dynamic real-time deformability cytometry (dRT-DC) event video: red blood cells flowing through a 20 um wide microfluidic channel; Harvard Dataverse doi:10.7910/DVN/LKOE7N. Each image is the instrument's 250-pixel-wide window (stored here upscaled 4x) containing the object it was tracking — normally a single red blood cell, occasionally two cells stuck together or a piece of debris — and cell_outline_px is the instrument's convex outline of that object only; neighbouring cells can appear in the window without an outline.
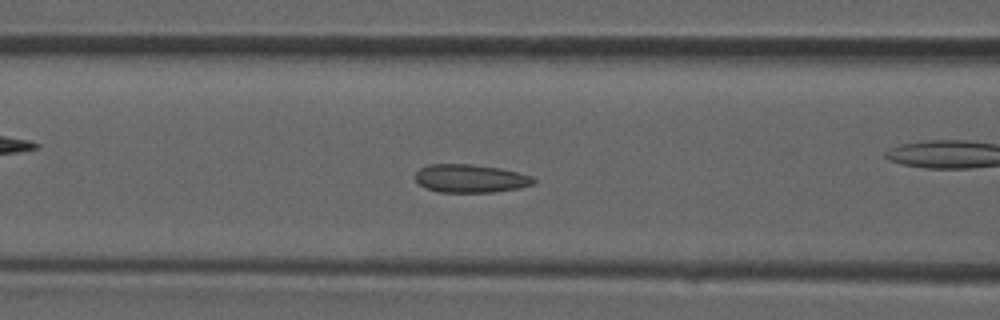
{"species": "common noctule bat (a hibernating species)", "species_latin": "Nyctalus noctula", "temperature_condition": "room temperature", "stored_images_in_passage": 33, "camera_frame_rate_fps": 3000, "um_per_image_px": 0.085, "animal": {"sex": "male", "forearm_length_mm": 52.5}, "frame": {"image": 1, "passage_image": 10, "time_ms": 3.0, "image_size_px": [1000, 320], "cell_outline_px": [[536, 180], [532, 184], [520, 188], [492, 192], [436, 192], [424, 188], [416, 180], [416, 172], [420, 168], [428, 164], [472, 164], [500, 168], [532, 176]], "centroid_in_image_um": [39.96, 15.17], "position_along_channel_um": 126.6, "area_um2": 19.48}}